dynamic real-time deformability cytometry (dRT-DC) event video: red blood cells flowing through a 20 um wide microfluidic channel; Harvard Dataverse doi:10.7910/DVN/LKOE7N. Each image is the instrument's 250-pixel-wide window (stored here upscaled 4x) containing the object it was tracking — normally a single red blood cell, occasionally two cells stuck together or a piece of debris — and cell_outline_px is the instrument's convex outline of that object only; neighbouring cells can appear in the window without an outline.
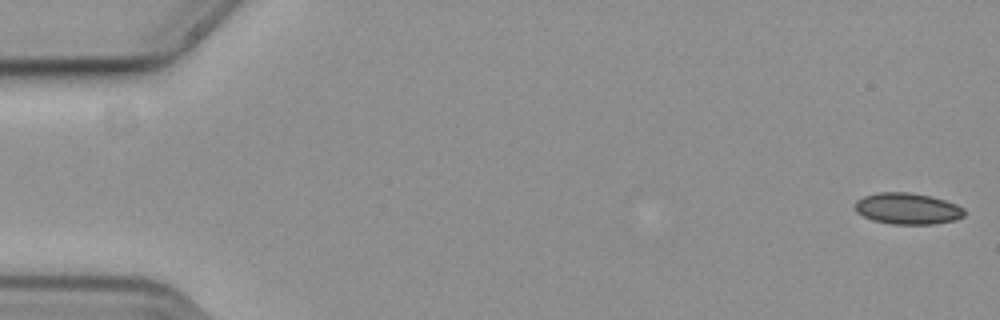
{"species": "common noctule bat (a hibernating species)", "species_latin": "Nyctalus noctula", "temperature_condition": "cold", "stored_images_in_passage": 57, "camera_frame_rate_fps": 3000, "um_per_image_px": 0.085, "animal": {"sex": "female", "body_mass_g": 19.3, "forearm_length_mm": 54.1}, "frame": {"image": 1, "passage_image": 1, "time_ms": 0.0, "image_size_px": [1000, 320], "cell_outline_px": [[964, 216], [956, 220], [932, 224], [892, 224], [872, 220], [856, 212], [856, 200], [864, 196], [876, 192], [908, 192], [932, 196], [956, 204], [964, 208]], "centroid_in_image_um": [77.14, 17.73], "position_along_channel_um": 7.9, "area_um2": 20.0}}
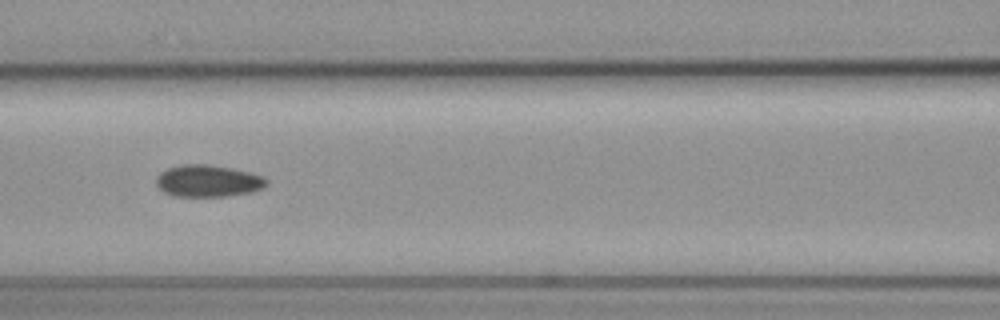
{"frame": {"image": 2, "passage_image": 25, "time_ms": 8.0, "image_size_px": [1000, 320], "cell_outline_px": [[268, 184], [252, 192], [228, 196], [172, 196], [164, 192], [156, 184], [156, 176], [160, 172], [168, 168], [180, 164], [208, 164], [232, 168], [248, 172], [260, 176], [268, 180]], "centroid_in_image_um": [17.64, 15.37], "position_along_channel_um": 149.0, "area_um2": 20.52}}
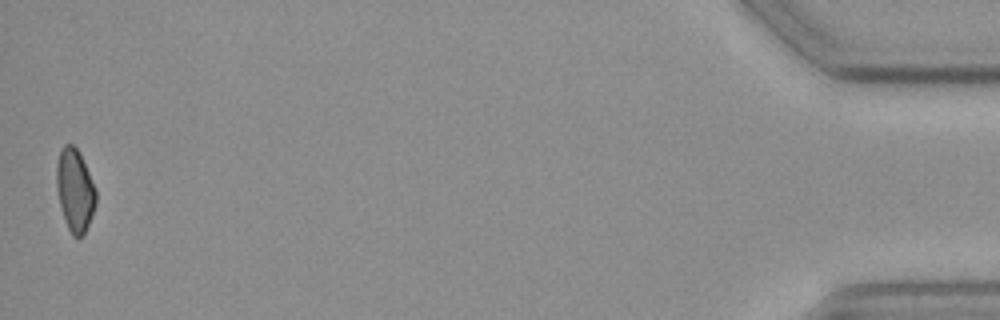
{"frame": {"image": 3, "passage_image": 56, "time_ms": 18.333, "image_size_px": [1000, 320], "cell_outline_px": [[96, 204], [92, 216], [84, 232], [80, 236], [72, 236], [64, 220], [60, 204], [56, 184], [56, 164], [60, 148], [64, 144], [72, 144], [80, 152], [96, 188]], "centroid_in_image_um": [6.36, 16.12], "position_along_channel_um": 428.8, "area_um2": 19.07}, "authors_computed_cell_mechanics": {"area_um2": 19.8254, "velocity_mm_per_s": 3.6783, "shape_relaxation_time_tau1_ms": null, "shape_relaxation_time_tau2_ms": 6.8784, "deformation_change_tau1": null, "deformation_change_tau2": 0.1142}}